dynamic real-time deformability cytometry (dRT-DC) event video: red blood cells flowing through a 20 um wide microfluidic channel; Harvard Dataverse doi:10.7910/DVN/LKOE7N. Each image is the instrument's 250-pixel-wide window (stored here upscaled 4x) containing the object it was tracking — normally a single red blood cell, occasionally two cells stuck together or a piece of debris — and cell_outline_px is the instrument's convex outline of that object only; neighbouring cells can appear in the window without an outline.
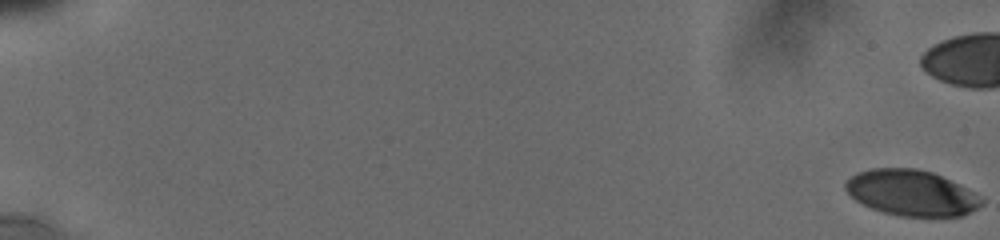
{"species": "human", "species_latin": "Homo sapiens", "temperature_condition": "cold", "stored_images_in_passage": 54, "camera_frame_rate_fps": 3000, "um_per_image_px": 0.085, "donor": {"sex": "male"}, "frame": {"image": 1, "passage_image": 1, "time_ms": 0.0, "image_size_px": [1000, 240], "cell_outline_px": [[984, 204], [964, 216], [900, 216], [884, 212], [872, 208], [856, 200], [844, 188], [844, 184], [852, 176], [860, 172], [872, 168], [916, 168], [932, 172], [964, 188], [984, 200]], "centroid_in_image_um": [77.46, 16.4], "position_along_channel_um": 7.5, "area_um2": 35.66}}
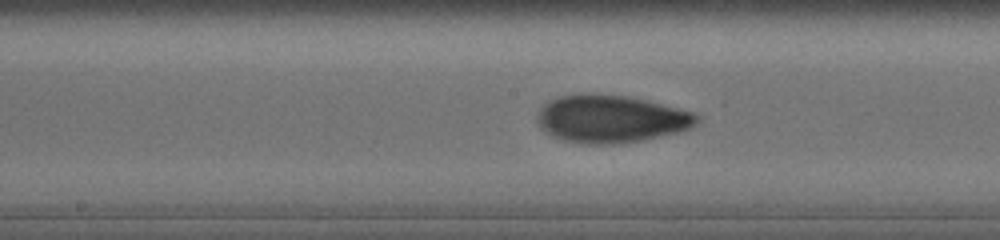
{"frame": {"image": 2, "passage_image": 39, "time_ms": 10.667, "image_size_px": [1000, 240], "cell_outline_px": [[700, 120], [692, 128], [676, 132], [640, 140], [620, 144], [584, 144], [564, 140], [552, 136], [540, 124], [536, 116], [540, 108], [548, 100], [560, 96], [588, 92], [592, 92], [628, 96], [648, 100], [696, 112], [700, 116]], "centroid_in_image_um": [51.96, 10.08], "position_along_channel_um": 196.2, "area_um2": 44.68}}
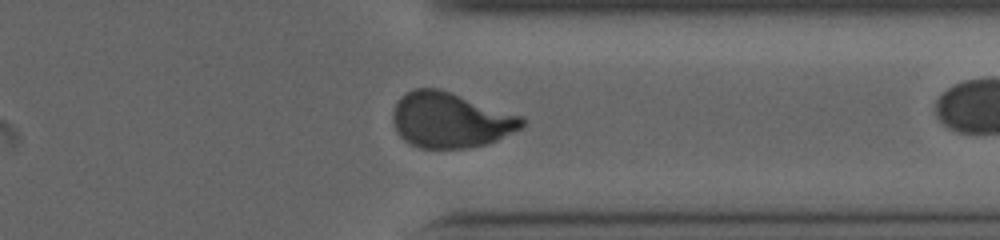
{"frame": {"image": 3, "passage_image": 53, "time_ms": 15.333, "image_size_px": [1000, 240], "cell_outline_px": [[524, 124], [520, 128], [488, 144], [468, 148], [420, 148], [404, 140], [400, 136], [392, 120], [392, 112], [400, 96], [416, 88], [436, 88], [524, 116]], "centroid_in_image_um": [38.28, 10.21], "position_along_channel_um": 373.1, "area_um2": 41.33}}